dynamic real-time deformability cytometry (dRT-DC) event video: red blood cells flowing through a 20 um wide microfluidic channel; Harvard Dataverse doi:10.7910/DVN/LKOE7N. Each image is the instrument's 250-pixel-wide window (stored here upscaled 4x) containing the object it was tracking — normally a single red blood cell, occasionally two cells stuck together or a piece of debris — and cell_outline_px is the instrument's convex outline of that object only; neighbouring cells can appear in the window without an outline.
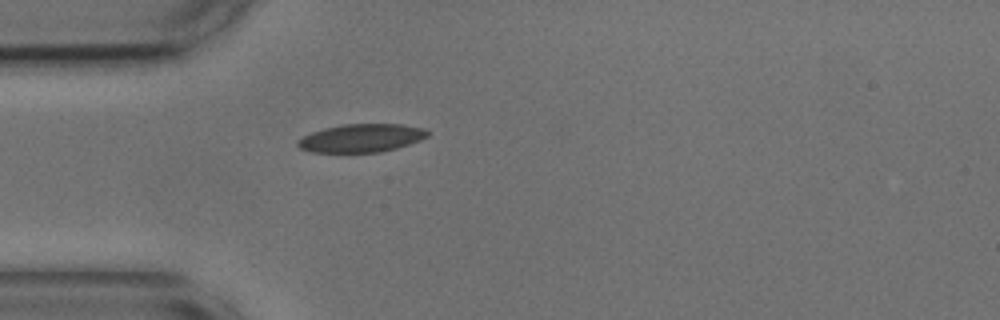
{"species": "common noctule bat (a hibernating species)", "species_latin": "Nyctalus noctula", "temperature_condition": "cold", "stored_images_in_passage": 3, "camera_frame_rate_fps": 3000, "um_per_image_px": 0.085, "animal": {"sex": "male", "body_mass_g": 17.9, "forearm_length_mm": 54.2}, "frame": {"image": 1, "passage_image": 1, "time_ms": 0.0, "image_size_px": [1000, 320], "cell_outline_px": [[428, 136], [420, 140], [396, 148], [380, 152], [312, 152], [300, 148], [296, 144], [296, 140], [312, 132], [324, 128], [344, 124], [400, 124], [424, 128], [428, 132]], "centroid_in_image_um": [30.7, 11.73], "position_along_channel_um": 54.3, "area_um2": 21.21}}